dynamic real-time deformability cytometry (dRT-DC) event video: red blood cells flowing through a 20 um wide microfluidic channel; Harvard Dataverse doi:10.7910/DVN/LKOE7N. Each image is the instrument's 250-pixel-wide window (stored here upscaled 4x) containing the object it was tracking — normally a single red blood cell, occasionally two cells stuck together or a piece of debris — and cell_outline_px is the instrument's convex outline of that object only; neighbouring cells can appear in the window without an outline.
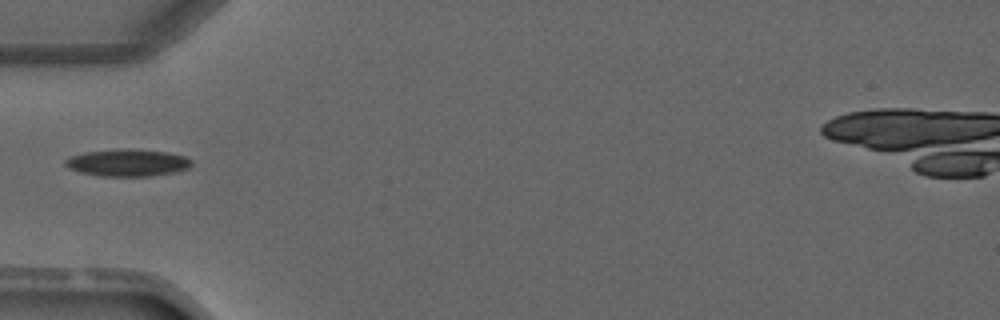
{"species": "common noctule bat (a hibernating species)", "species_latin": "Nyctalus noctula", "temperature_condition": "warm", "stored_images_in_passage": 1, "camera_frame_rate_fps": 3000, "um_per_image_px": 0.085, "animal": {"sex": "male", "forearm_length_mm": 52.5}, "frame": {"image": 1, "passage_image": 1, "time_ms": 0.0, "image_size_px": [1000, 320], "cell_outline_px": [[192, 164], [188, 168], [176, 172], [152, 176], [96, 176], [80, 172], [68, 168], [64, 164], [64, 160], [68, 156], [84, 152], [116, 148], [132, 148], [168, 152], [184, 156], [192, 160]], "centroid_in_image_um": [10.81, 13.82], "position_along_channel_um": 74.2, "area_um2": 20.46}}